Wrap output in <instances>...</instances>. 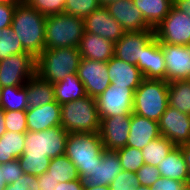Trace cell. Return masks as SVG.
Listing matches in <instances>:
<instances>
[{
	"mask_svg": "<svg viewBox=\"0 0 190 190\" xmlns=\"http://www.w3.org/2000/svg\"><path fill=\"white\" fill-rule=\"evenodd\" d=\"M140 186L134 172L121 171L110 184L111 190H136Z\"/></svg>",
	"mask_w": 190,
	"mask_h": 190,
	"instance_id": "obj_39",
	"label": "cell"
},
{
	"mask_svg": "<svg viewBox=\"0 0 190 190\" xmlns=\"http://www.w3.org/2000/svg\"><path fill=\"white\" fill-rule=\"evenodd\" d=\"M135 7L142 13L147 24L155 30V28L168 15L173 0H133Z\"/></svg>",
	"mask_w": 190,
	"mask_h": 190,
	"instance_id": "obj_26",
	"label": "cell"
},
{
	"mask_svg": "<svg viewBox=\"0 0 190 190\" xmlns=\"http://www.w3.org/2000/svg\"><path fill=\"white\" fill-rule=\"evenodd\" d=\"M0 139H5L6 163L18 159L23 154L25 148V133L6 131Z\"/></svg>",
	"mask_w": 190,
	"mask_h": 190,
	"instance_id": "obj_35",
	"label": "cell"
},
{
	"mask_svg": "<svg viewBox=\"0 0 190 190\" xmlns=\"http://www.w3.org/2000/svg\"><path fill=\"white\" fill-rule=\"evenodd\" d=\"M4 120L6 131L16 133H26L28 131L26 110L4 111Z\"/></svg>",
	"mask_w": 190,
	"mask_h": 190,
	"instance_id": "obj_38",
	"label": "cell"
},
{
	"mask_svg": "<svg viewBox=\"0 0 190 190\" xmlns=\"http://www.w3.org/2000/svg\"><path fill=\"white\" fill-rule=\"evenodd\" d=\"M78 51L81 58L108 62L114 56L115 44L97 34L84 31Z\"/></svg>",
	"mask_w": 190,
	"mask_h": 190,
	"instance_id": "obj_23",
	"label": "cell"
},
{
	"mask_svg": "<svg viewBox=\"0 0 190 190\" xmlns=\"http://www.w3.org/2000/svg\"><path fill=\"white\" fill-rule=\"evenodd\" d=\"M1 90H2V87L0 86V100H1Z\"/></svg>",
	"mask_w": 190,
	"mask_h": 190,
	"instance_id": "obj_57",
	"label": "cell"
},
{
	"mask_svg": "<svg viewBox=\"0 0 190 190\" xmlns=\"http://www.w3.org/2000/svg\"><path fill=\"white\" fill-rule=\"evenodd\" d=\"M0 170L3 172V178L5 179L6 185L18 181L24 174L21 169L18 159L11 160L5 164L0 165Z\"/></svg>",
	"mask_w": 190,
	"mask_h": 190,
	"instance_id": "obj_41",
	"label": "cell"
},
{
	"mask_svg": "<svg viewBox=\"0 0 190 190\" xmlns=\"http://www.w3.org/2000/svg\"><path fill=\"white\" fill-rule=\"evenodd\" d=\"M107 65L111 84L115 86H125L135 91L144 79L136 65L127 63L115 56L107 62Z\"/></svg>",
	"mask_w": 190,
	"mask_h": 190,
	"instance_id": "obj_21",
	"label": "cell"
},
{
	"mask_svg": "<svg viewBox=\"0 0 190 190\" xmlns=\"http://www.w3.org/2000/svg\"><path fill=\"white\" fill-rule=\"evenodd\" d=\"M84 18L59 13L49 15L45 22V48H78L84 34Z\"/></svg>",
	"mask_w": 190,
	"mask_h": 190,
	"instance_id": "obj_5",
	"label": "cell"
},
{
	"mask_svg": "<svg viewBox=\"0 0 190 190\" xmlns=\"http://www.w3.org/2000/svg\"><path fill=\"white\" fill-rule=\"evenodd\" d=\"M99 119L133 113L134 91L125 86H110L96 98Z\"/></svg>",
	"mask_w": 190,
	"mask_h": 190,
	"instance_id": "obj_10",
	"label": "cell"
},
{
	"mask_svg": "<svg viewBox=\"0 0 190 190\" xmlns=\"http://www.w3.org/2000/svg\"><path fill=\"white\" fill-rule=\"evenodd\" d=\"M6 186L5 179L3 178V172L0 170V190H3Z\"/></svg>",
	"mask_w": 190,
	"mask_h": 190,
	"instance_id": "obj_52",
	"label": "cell"
},
{
	"mask_svg": "<svg viewBox=\"0 0 190 190\" xmlns=\"http://www.w3.org/2000/svg\"><path fill=\"white\" fill-rule=\"evenodd\" d=\"M155 37L160 43L190 45V17L172 6L168 15L155 28Z\"/></svg>",
	"mask_w": 190,
	"mask_h": 190,
	"instance_id": "obj_9",
	"label": "cell"
},
{
	"mask_svg": "<svg viewBox=\"0 0 190 190\" xmlns=\"http://www.w3.org/2000/svg\"><path fill=\"white\" fill-rule=\"evenodd\" d=\"M85 182L81 179L59 183L55 190H84Z\"/></svg>",
	"mask_w": 190,
	"mask_h": 190,
	"instance_id": "obj_46",
	"label": "cell"
},
{
	"mask_svg": "<svg viewBox=\"0 0 190 190\" xmlns=\"http://www.w3.org/2000/svg\"><path fill=\"white\" fill-rule=\"evenodd\" d=\"M55 100L60 104L75 101L87 95L85 86L77 74L67 75L63 80L53 84Z\"/></svg>",
	"mask_w": 190,
	"mask_h": 190,
	"instance_id": "obj_27",
	"label": "cell"
},
{
	"mask_svg": "<svg viewBox=\"0 0 190 190\" xmlns=\"http://www.w3.org/2000/svg\"><path fill=\"white\" fill-rule=\"evenodd\" d=\"M46 16L21 1L14 11L11 29L23 49L37 58L45 49Z\"/></svg>",
	"mask_w": 190,
	"mask_h": 190,
	"instance_id": "obj_1",
	"label": "cell"
},
{
	"mask_svg": "<svg viewBox=\"0 0 190 190\" xmlns=\"http://www.w3.org/2000/svg\"><path fill=\"white\" fill-rule=\"evenodd\" d=\"M136 190H151V188L147 187V186H143V185H140L136 188Z\"/></svg>",
	"mask_w": 190,
	"mask_h": 190,
	"instance_id": "obj_55",
	"label": "cell"
},
{
	"mask_svg": "<svg viewBox=\"0 0 190 190\" xmlns=\"http://www.w3.org/2000/svg\"><path fill=\"white\" fill-rule=\"evenodd\" d=\"M137 67L143 78L166 80V62L160 42L154 36L144 47Z\"/></svg>",
	"mask_w": 190,
	"mask_h": 190,
	"instance_id": "obj_17",
	"label": "cell"
},
{
	"mask_svg": "<svg viewBox=\"0 0 190 190\" xmlns=\"http://www.w3.org/2000/svg\"><path fill=\"white\" fill-rule=\"evenodd\" d=\"M6 133L4 110L0 108V138Z\"/></svg>",
	"mask_w": 190,
	"mask_h": 190,
	"instance_id": "obj_50",
	"label": "cell"
},
{
	"mask_svg": "<svg viewBox=\"0 0 190 190\" xmlns=\"http://www.w3.org/2000/svg\"><path fill=\"white\" fill-rule=\"evenodd\" d=\"M26 91L28 108H36L56 101L54 85L41 79L37 74L27 81Z\"/></svg>",
	"mask_w": 190,
	"mask_h": 190,
	"instance_id": "obj_24",
	"label": "cell"
},
{
	"mask_svg": "<svg viewBox=\"0 0 190 190\" xmlns=\"http://www.w3.org/2000/svg\"><path fill=\"white\" fill-rule=\"evenodd\" d=\"M39 190H55L59 184L50 174L46 171L40 176H37Z\"/></svg>",
	"mask_w": 190,
	"mask_h": 190,
	"instance_id": "obj_45",
	"label": "cell"
},
{
	"mask_svg": "<svg viewBox=\"0 0 190 190\" xmlns=\"http://www.w3.org/2000/svg\"><path fill=\"white\" fill-rule=\"evenodd\" d=\"M135 174L138 177L140 185L147 186L149 188H151L160 177V172L158 171V168L149 164H144L143 166H141L135 172Z\"/></svg>",
	"mask_w": 190,
	"mask_h": 190,
	"instance_id": "obj_40",
	"label": "cell"
},
{
	"mask_svg": "<svg viewBox=\"0 0 190 190\" xmlns=\"http://www.w3.org/2000/svg\"><path fill=\"white\" fill-rule=\"evenodd\" d=\"M6 163L5 139H0V165Z\"/></svg>",
	"mask_w": 190,
	"mask_h": 190,
	"instance_id": "obj_49",
	"label": "cell"
},
{
	"mask_svg": "<svg viewBox=\"0 0 190 190\" xmlns=\"http://www.w3.org/2000/svg\"><path fill=\"white\" fill-rule=\"evenodd\" d=\"M168 106L190 115V80L168 83Z\"/></svg>",
	"mask_w": 190,
	"mask_h": 190,
	"instance_id": "obj_28",
	"label": "cell"
},
{
	"mask_svg": "<svg viewBox=\"0 0 190 190\" xmlns=\"http://www.w3.org/2000/svg\"><path fill=\"white\" fill-rule=\"evenodd\" d=\"M168 83L144 78L134 91L133 113L158 122L168 106Z\"/></svg>",
	"mask_w": 190,
	"mask_h": 190,
	"instance_id": "obj_6",
	"label": "cell"
},
{
	"mask_svg": "<svg viewBox=\"0 0 190 190\" xmlns=\"http://www.w3.org/2000/svg\"><path fill=\"white\" fill-rule=\"evenodd\" d=\"M61 126L68 133H99L96 98L86 95L61 105Z\"/></svg>",
	"mask_w": 190,
	"mask_h": 190,
	"instance_id": "obj_4",
	"label": "cell"
},
{
	"mask_svg": "<svg viewBox=\"0 0 190 190\" xmlns=\"http://www.w3.org/2000/svg\"><path fill=\"white\" fill-rule=\"evenodd\" d=\"M3 190H16V189L11 184H8Z\"/></svg>",
	"mask_w": 190,
	"mask_h": 190,
	"instance_id": "obj_56",
	"label": "cell"
},
{
	"mask_svg": "<svg viewBox=\"0 0 190 190\" xmlns=\"http://www.w3.org/2000/svg\"><path fill=\"white\" fill-rule=\"evenodd\" d=\"M68 132L62 126H54L40 132L25 133L23 155L56 158L64 155Z\"/></svg>",
	"mask_w": 190,
	"mask_h": 190,
	"instance_id": "obj_7",
	"label": "cell"
},
{
	"mask_svg": "<svg viewBox=\"0 0 190 190\" xmlns=\"http://www.w3.org/2000/svg\"><path fill=\"white\" fill-rule=\"evenodd\" d=\"M160 134L175 146L187 144L190 139V115L167 106L158 121Z\"/></svg>",
	"mask_w": 190,
	"mask_h": 190,
	"instance_id": "obj_13",
	"label": "cell"
},
{
	"mask_svg": "<svg viewBox=\"0 0 190 190\" xmlns=\"http://www.w3.org/2000/svg\"><path fill=\"white\" fill-rule=\"evenodd\" d=\"M28 131L40 132L54 126H61V105L55 101L26 110Z\"/></svg>",
	"mask_w": 190,
	"mask_h": 190,
	"instance_id": "obj_19",
	"label": "cell"
},
{
	"mask_svg": "<svg viewBox=\"0 0 190 190\" xmlns=\"http://www.w3.org/2000/svg\"><path fill=\"white\" fill-rule=\"evenodd\" d=\"M104 150L99 133H68L64 154L85 182L96 164L101 163Z\"/></svg>",
	"mask_w": 190,
	"mask_h": 190,
	"instance_id": "obj_2",
	"label": "cell"
},
{
	"mask_svg": "<svg viewBox=\"0 0 190 190\" xmlns=\"http://www.w3.org/2000/svg\"><path fill=\"white\" fill-rule=\"evenodd\" d=\"M27 6L36 9L44 16L64 13L66 0H22Z\"/></svg>",
	"mask_w": 190,
	"mask_h": 190,
	"instance_id": "obj_37",
	"label": "cell"
},
{
	"mask_svg": "<svg viewBox=\"0 0 190 190\" xmlns=\"http://www.w3.org/2000/svg\"><path fill=\"white\" fill-rule=\"evenodd\" d=\"M84 190H111L110 186H91L84 184Z\"/></svg>",
	"mask_w": 190,
	"mask_h": 190,
	"instance_id": "obj_51",
	"label": "cell"
},
{
	"mask_svg": "<svg viewBox=\"0 0 190 190\" xmlns=\"http://www.w3.org/2000/svg\"><path fill=\"white\" fill-rule=\"evenodd\" d=\"M36 74V58L30 53H20L0 60V86H24Z\"/></svg>",
	"mask_w": 190,
	"mask_h": 190,
	"instance_id": "obj_8",
	"label": "cell"
},
{
	"mask_svg": "<svg viewBox=\"0 0 190 190\" xmlns=\"http://www.w3.org/2000/svg\"><path fill=\"white\" fill-rule=\"evenodd\" d=\"M188 188L189 186L182 181L160 176L151 187V190H187Z\"/></svg>",
	"mask_w": 190,
	"mask_h": 190,
	"instance_id": "obj_42",
	"label": "cell"
},
{
	"mask_svg": "<svg viewBox=\"0 0 190 190\" xmlns=\"http://www.w3.org/2000/svg\"><path fill=\"white\" fill-rule=\"evenodd\" d=\"M188 168V186L190 187V146L187 144L179 145Z\"/></svg>",
	"mask_w": 190,
	"mask_h": 190,
	"instance_id": "obj_48",
	"label": "cell"
},
{
	"mask_svg": "<svg viewBox=\"0 0 190 190\" xmlns=\"http://www.w3.org/2000/svg\"><path fill=\"white\" fill-rule=\"evenodd\" d=\"M85 32L97 34L117 43L126 33L104 6H100L84 18Z\"/></svg>",
	"mask_w": 190,
	"mask_h": 190,
	"instance_id": "obj_14",
	"label": "cell"
},
{
	"mask_svg": "<svg viewBox=\"0 0 190 190\" xmlns=\"http://www.w3.org/2000/svg\"><path fill=\"white\" fill-rule=\"evenodd\" d=\"M22 0H0V3L19 4Z\"/></svg>",
	"mask_w": 190,
	"mask_h": 190,
	"instance_id": "obj_54",
	"label": "cell"
},
{
	"mask_svg": "<svg viewBox=\"0 0 190 190\" xmlns=\"http://www.w3.org/2000/svg\"><path fill=\"white\" fill-rule=\"evenodd\" d=\"M131 115H115L100 120L99 135L105 150L117 151L126 146Z\"/></svg>",
	"mask_w": 190,
	"mask_h": 190,
	"instance_id": "obj_12",
	"label": "cell"
},
{
	"mask_svg": "<svg viewBox=\"0 0 190 190\" xmlns=\"http://www.w3.org/2000/svg\"><path fill=\"white\" fill-rule=\"evenodd\" d=\"M17 5L18 4L0 3V30L11 27Z\"/></svg>",
	"mask_w": 190,
	"mask_h": 190,
	"instance_id": "obj_43",
	"label": "cell"
},
{
	"mask_svg": "<svg viewBox=\"0 0 190 190\" xmlns=\"http://www.w3.org/2000/svg\"><path fill=\"white\" fill-rule=\"evenodd\" d=\"M120 159L123 171L136 172L144 165V158L141 149L125 146L116 151Z\"/></svg>",
	"mask_w": 190,
	"mask_h": 190,
	"instance_id": "obj_33",
	"label": "cell"
},
{
	"mask_svg": "<svg viewBox=\"0 0 190 190\" xmlns=\"http://www.w3.org/2000/svg\"><path fill=\"white\" fill-rule=\"evenodd\" d=\"M18 161L24 173L34 176H40L47 171L51 158L37 155L22 154L18 158Z\"/></svg>",
	"mask_w": 190,
	"mask_h": 190,
	"instance_id": "obj_34",
	"label": "cell"
},
{
	"mask_svg": "<svg viewBox=\"0 0 190 190\" xmlns=\"http://www.w3.org/2000/svg\"><path fill=\"white\" fill-rule=\"evenodd\" d=\"M160 136L157 121L147 119L135 113L131 114L130 132L126 146L142 150L152 140Z\"/></svg>",
	"mask_w": 190,
	"mask_h": 190,
	"instance_id": "obj_20",
	"label": "cell"
},
{
	"mask_svg": "<svg viewBox=\"0 0 190 190\" xmlns=\"http://www.w3.org/2000/svg\"><path fill=\"white\" fill-rule=\"evenodd\" d=\"M155 36V30L126 32L115 43L114 56L133 65L141 61L143 47Z\"/></svg>",
	"mask_w": 190,
	"mask_h": 190,
	"instance_id": "obj_16",
	"label": "cell"
},
{
	"mask_svg": "<svg viewBox=\"0 0 190 190\" xmlns=\"http://www.w3.org/2000/svg\"><path fill=\"white\" fill-rule=\"evenodd\" d=\"M112 17L126 32L154 30L145 21L133 0H116L106 6Z\"/></svg>",
	"mask_w": 190,
	"mask_h": 190,
	"instance_id": "obj_18",
	"label": "cell"
},
{
	"mask_svg": "<svg viewBox=\"0 0 190 190\" xmlns=\"http://www.w3.org/2000/svg\"><path fill=\"white\" fill-rule=\"evenodd\" d=\"M28 53L23 49V46L14 33V31L9 28H3L0 30V60H4L11 55Z\"/></svg>",
	"mask_w": 190,
	"mask_h": 190,
	"instance_id": "obj_32",
	"label": "cell"
},
{
	"mask_svg": "<svg viewBox=\"0 0 190 190\" xmlns=\"http://www.w3.org/2000/svg\"><path fill=\"white\" fill-rule=\"evenodd\" d=\"M80 60L78 48H45L36 58V74L41 79L55 84L67 75L77 74Z\"/></svg>",
	"mask_w": 190,
	"mask_h": 190,
	"instance_id": "obj_3",
	"label": "cell"
},
{
	"mask_svg": "<svg viewBox=\"0 0 190 190\" xmlns=\"http://www.w3.org/2000/svg\"><path fill=\"white\" fill-rule=\"evenodd\" d=\"M0 108L4 111L28 109L26 84L24 86L3 87L1 90Z\"/></svg>",
	"mask_w": 190,
	"mask_h": 190,
	"instance_id": "obj_29",
	"label": "cell"
},
{
	"mask_svg": "<svg viewBox=\"0 0 190 190\" xmlns=\"http://www.w3.org/2000/svg\"><path fill=\"white\" fill-rule=\"evenodd\" d=\"M175 145L162 135L152 140L142 149L144 164L158 166L172 151Z\"/></svg>",
	"mask_w": 190,
	"mask_h": 190,
	"instance_id": "obj_30",
	"label": "cell"
},
{
	"mask_svg": "<svg viewBox=\"0 0 190 190\" xmlns=\"http://www.w3.org/2000/svg\"><path fill=\"white\" fill-rule=\"evenodd\" d=\"M98 1H99L100 6L106 7L108 4H110L116 0H98Z\"/></svg>",
	"mask_w": 190,
	"mask_h": 190,
	"instance_id": "obj_53",
	"label": "cell"
},
{
	"mask_svg": "<svg viewBox=\"0 0 190 190\" xmlns=\"http://www.w3.org/2000/svg\"><path fill=\"white\" fill-rule=\"evenodd\" d=\"M166 62V81L189 80L190 45L178 46L160 43Z\"/></svg>",
	"mask_w": 190,
	"mask_h": 190,
	"instance_id": "obj_15",
	"label": "cell"
},
{
	"mask_svg": "<svg viewBox=\"0 0 190 190\" xmlns=\"http://www.w3.org/2000/svg\"><path fill=\"white\" fill-rule=\"evenodd\" d=\"M47 172L59 183L80 179L77 168L65 154L52 158Z\"/></svg>",
	"mask_w": 190,
	"mask_h": 190,
	"instance_id": "obj_31",
	"label": "cell"
},
{
	"mask_svg": "<svg viewBox=\"0 0 190 190\" xmlns=\"http://www.w3.org/2000/svg\"><path fill=\"white\" fill-rule=\"evenodd\" d=\"M99 7L98 0H66L64 13L85 18Z\"/></svg>",
	"mask_w": 190,
	"mask_h": 190,
	"instance_id": "obj_36",
	"label": "cell"
},
{
	"mask_svg": "<svg viewBox=\"0 0 190 190\" xmlns=\"http://www.w3.org/2000/svg\"><path fill=\"white\" fill-rule=\"evenodd\" d=\"M121 171L122 166L117 152L104 150L101 163L96 164L85 184L95 187L110 186L111 182Z\"/></svg>",
	"mask_w": 190,
	"mask_h": 190,
	"instance_id": "obj_22",
	"label": "cell"
},
{
	"mask_svg": "<svg viewBox=\"0 0 190 190\" xmlns=\"http://www.w3.org/2000/svg\"><path fill=\"white\" fill-rule=\"evenodd\" d=\"M16 190H39L37 176L24 173L18 181L11 183Z\"/></svg>",
	"mask_w": 190,
	"mask_h": 190,
	"instance_id": "obj_44",
	"label": "cell"
},
{
	"mask_svg": "<svg viewBox=\"0 0 190 190\" xmlns=\"http://www.w3.org/2000/svg\"><path fill=\"white\" fill-rule=\"evenodd\" d=\"M161 177L182 181L188 185V168L181 149L175 146L157 166Z\"/></svg>",
	"mask_w": 190,
	"mask_h": 190,
	"instance_id": "obj_25",
	"label": "cell"
},
{
	"mask_svg": "<svg viewBox=\"0 0 190 190\" xmlns=\"http://www.w3.org/2000/svg\"><path fill=\"white\" fill-rule=\"evenodd\" d=\"M173 6L190 17V0H173Z\"/></svg>",
	"mask_w": 190,
	"mask_h": 190,
	"instance_id": "obj_47",
	"label": "cell"
},
{
	"mask_svg": "<svg viewBox=\"0 0 190 190\" xmlns=\"http://www.w3.org/2000/svg\"><path fill=\"white\" fill-rule=\"evenodd\" d=\"M77 75L85 86L87 95L93 98H97L111 84L107 62L81 58Z\"/></svg>",
	"mask_w": 190,
	"mask_h": 190,
	"instance_id": "obj_11",
	"label": "cell"
}]
</instances>
